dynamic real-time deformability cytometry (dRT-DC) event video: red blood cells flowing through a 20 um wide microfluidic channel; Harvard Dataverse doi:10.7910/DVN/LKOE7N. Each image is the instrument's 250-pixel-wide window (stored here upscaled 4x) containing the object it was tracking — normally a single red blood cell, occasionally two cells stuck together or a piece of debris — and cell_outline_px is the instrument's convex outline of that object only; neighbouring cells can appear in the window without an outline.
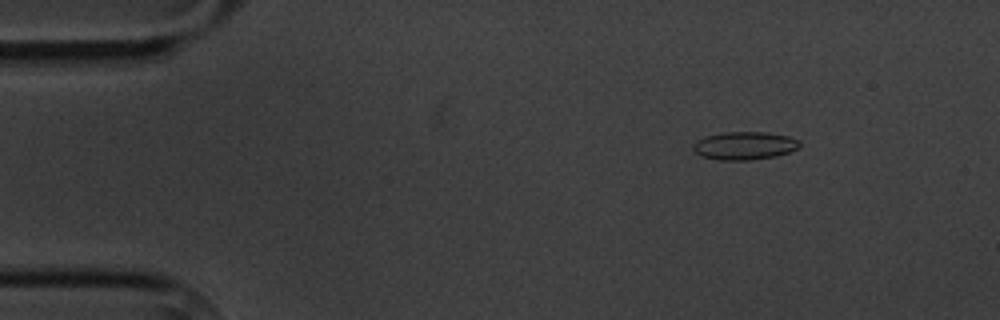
{"species": "common noctule bat (a hibernating species)", "species_latin": "Nyctalus noctula", "temperature_condition": "cold", "stored_images_in_passage": 3, "camera_frame_rate_fps": 3000, "um_per_image_px": 0.085, "animal": {"sex": "male", "body_mass_g": 20.1, "forearm_length_mm": 53.5}, "frame": {"image": 1, "passage_image": 1, "time_ms": 0.0, "image_size_px": [1000, 320], "cell_outline_px": [[800, 144], [796, 148], [788, 152], [776, 156], [748, 160], [720, 160], [700, 156], [692, 148], [692, 144], [696, 140], [704, 136], [724, 132], [764, 132], [788, 136], [800, 140]], "centroid_in_image_um": [63.23, 12.38], "position_along_channel_um": 21.8, "area_um2": 17.4}}